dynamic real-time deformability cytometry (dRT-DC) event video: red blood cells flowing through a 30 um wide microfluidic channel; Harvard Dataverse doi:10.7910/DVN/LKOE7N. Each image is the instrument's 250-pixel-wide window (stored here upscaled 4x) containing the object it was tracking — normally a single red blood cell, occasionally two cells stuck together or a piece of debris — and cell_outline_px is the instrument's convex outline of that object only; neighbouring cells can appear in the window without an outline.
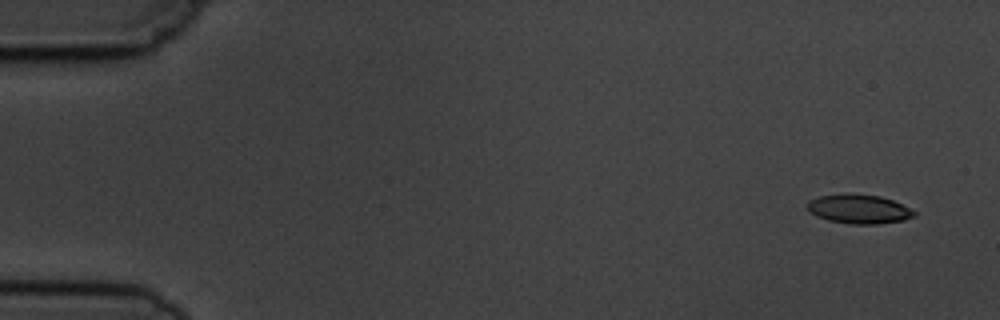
{"species": "common noctule bat (a hibernating species)", "species_latin": "Nyctalus noctula", "temperature_condition": "cold", "stored_images_in_passage": 6, "camera_frame_rate_fps": 3000, "um_per_image_px": 0.085, "animal": {"sex": "male", "body_mass_g": 19.5, "forearm_length_mm": 54.6}, "frame": {"image": 1, "passage_image": 1, "time_ms": 0.0, "image_size_px": [1000, 320], "cell_outline_px": [[916, 216], [904, 220], [876, 224], [848, 224], [828, 220], [816, 216], [808, 212], [804, 204], [808, 200], [820, 196], [848, 192], [880, 196], [892, 200], [916, 212]], "centroid_in_image_um": [72.93, 17.76], "position_along_channel_um": 12.1, "area_um2": 18.5}}
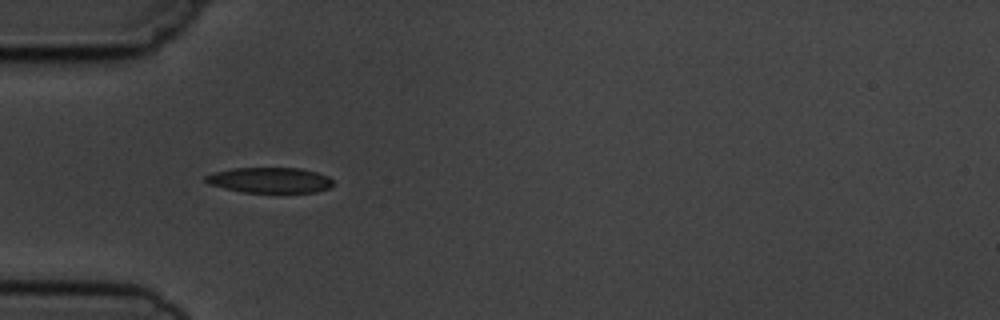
{"frame": {"image": 2, "passage_image": 5, "time_ms": 4.667, "image_size_px": [1000, 320], "cell_outline_px": [[332, 184], [328, 188], [316, 192], [240, 192], [208, 184], [204, 180], [204, 176], [212, 172], [232, 168], [300, 168], [316, 172], [328, 176], [332, 180]], "centroid_in_image_um": [22.88, 15.31], "position_along_channel_um": 62.1, "area_um2": 18.96}}
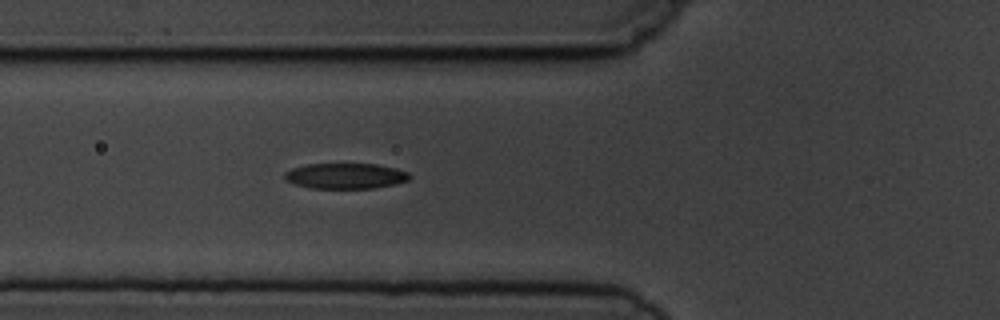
{"frame": {"image": 3, "passage_image": 6, "time_ms": 5.667, "image_size_px": [1000, 320], "cell_outline_px": [[412, 176], [408, 180], [396, 184], [372, 188], [312, 188], [296, 184], [284, 180], [284, 172], [292, 168], [304, 164], [376, 164], [396, 168], [408, 172]], "centroid_in_image_um": [29.36, 14.95], "position_along_channel_um": 96.4, "area_um2": 18.67}}